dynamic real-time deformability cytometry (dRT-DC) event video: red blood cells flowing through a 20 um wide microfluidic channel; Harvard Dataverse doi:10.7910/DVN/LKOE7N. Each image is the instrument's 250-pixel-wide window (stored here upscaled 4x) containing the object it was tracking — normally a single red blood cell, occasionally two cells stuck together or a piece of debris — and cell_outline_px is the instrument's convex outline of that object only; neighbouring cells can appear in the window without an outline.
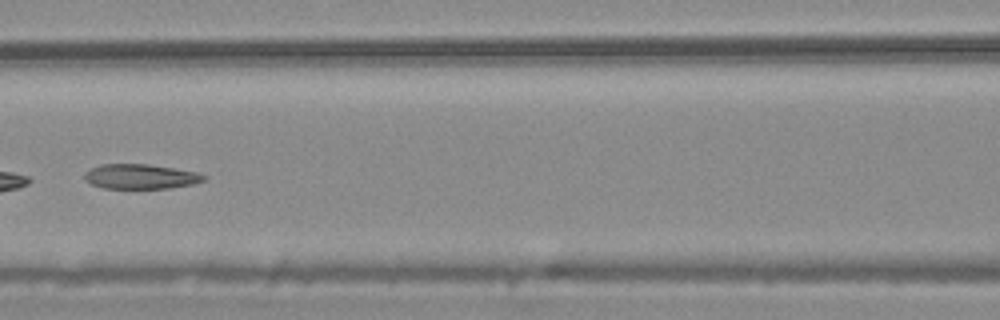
{"species": "common noctule bat (a hibernating species)", "species_latin": "Nyctalus noctula", "temperature_condition": "warm", "stored_images_in_passage": 6, "camera_frame_rate_fps": 3000, "um_per_image_px": 0.085, "animal": {"sex": "male", "body_mass_g": 20.4}, "frame": {"image": 1, "passage_image": 6, "time_ms": 1.667, "image_size_px": [1000, 320], "cell_outline_px": [[208, 176], [204, 180], [192, 184], [168, 188], [104, 188], [92, 184], [84, 180], [84, 172], [100, 164], [148, 164], [176, 168], [200, 172]], "centroid_in_image_um": [11.97, 14.99], "position_along_channel_um": 154.6, "area_um2": 17.34}}